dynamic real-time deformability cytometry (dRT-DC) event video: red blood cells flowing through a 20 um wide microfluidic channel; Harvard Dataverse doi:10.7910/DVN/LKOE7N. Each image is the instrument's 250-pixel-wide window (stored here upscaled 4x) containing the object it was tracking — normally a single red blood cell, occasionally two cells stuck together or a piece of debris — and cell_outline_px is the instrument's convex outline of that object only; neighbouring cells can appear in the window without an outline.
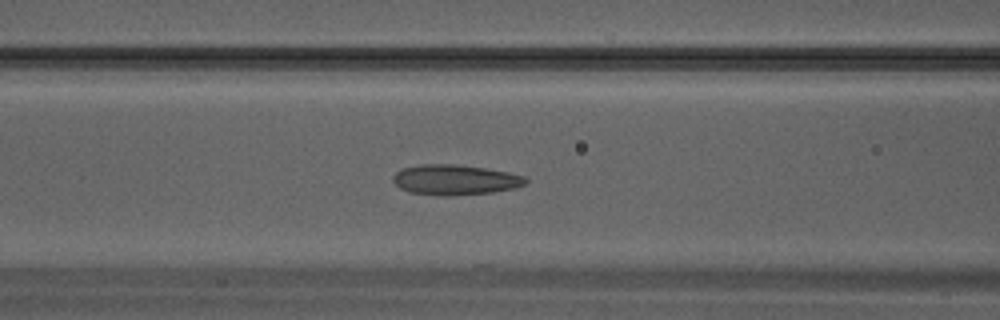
{"species": "Egyptian fruit bat (a non-hibernating species)", "species_latin": "Rousettus aegyptiacus", "temperature_condition": "warm", "stored_images_in_passage": 29, "camera_frame_rate_fps": 3000, "um_per_image_px": 0.085, "animal": {"sex": "male"}, "frame": {"image": 1, "passage_image": 10, "time_ms": 3.0, "image_size_px": [1000, 320], "cell_outline_px": [[528, 180], [524, 184], [516, 188], [492, 192], [452, 196], [440, 196], [408, 192], [400, 188], [392, 180], [392, 176], [400, 168], [420, 164], [456, 164], [484, 168], [508, 172], [524, 176]], "centroid_in_image_um": [38.64, 15.28], "position_along_channel_um": 128.0, "area_um2": 23.58}}
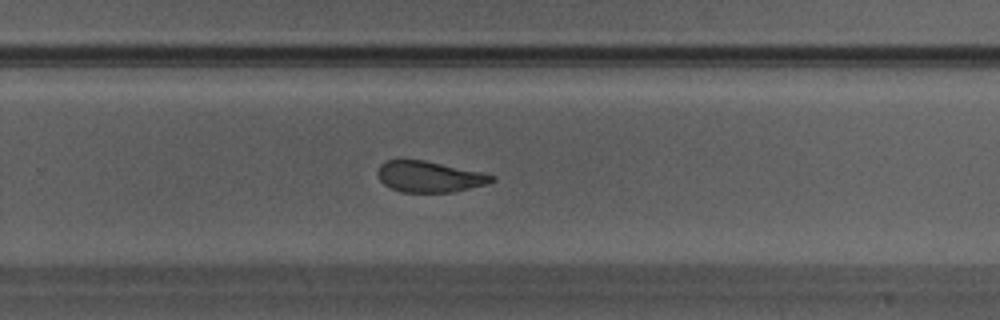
{"frame": {"image": 2, "passage_image": 18, "time_ms": 5.667, "image_size_px": [1000, 320], "cell_outline_px": [[496, 180], [488, 184], [456, 192], [400, 192], [384, 184], [380, 180], [376, 172], [380, 164], [384, 160], [424, 160], [484, 172], [496, 176]], "centroid_in_image_um": [36.54, 15.02], "position_along_channel_um": 293.3, "area_um2": 20.92}}
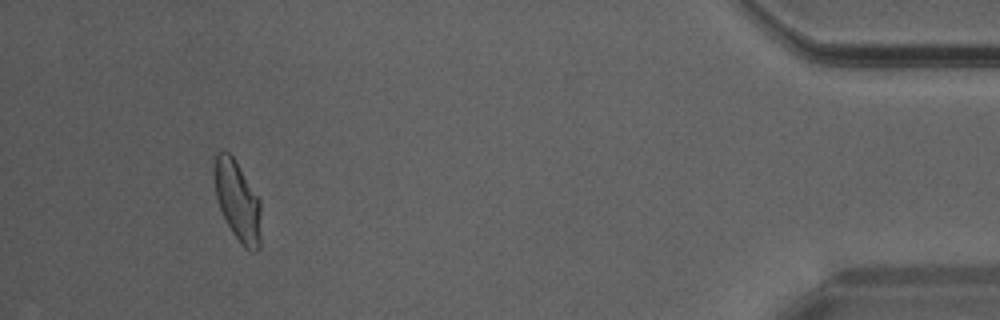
{"frame": {"image": 3, "passage_image": 27, "time_ms": 8.667, "image_size_px": [1000, 320], "cell_outline_px": [[260, 248], [256, 252], [252, 252], [244, 248], [240, 244], [232, 232], [220, 208], [216, 196], [216, 152], [224, 148], [232, 156], [260, 200]], "centroid_in_image_um": [20.22, 17.14], "position_along_channel_um": 415.0, "area_um2": 21.27}}